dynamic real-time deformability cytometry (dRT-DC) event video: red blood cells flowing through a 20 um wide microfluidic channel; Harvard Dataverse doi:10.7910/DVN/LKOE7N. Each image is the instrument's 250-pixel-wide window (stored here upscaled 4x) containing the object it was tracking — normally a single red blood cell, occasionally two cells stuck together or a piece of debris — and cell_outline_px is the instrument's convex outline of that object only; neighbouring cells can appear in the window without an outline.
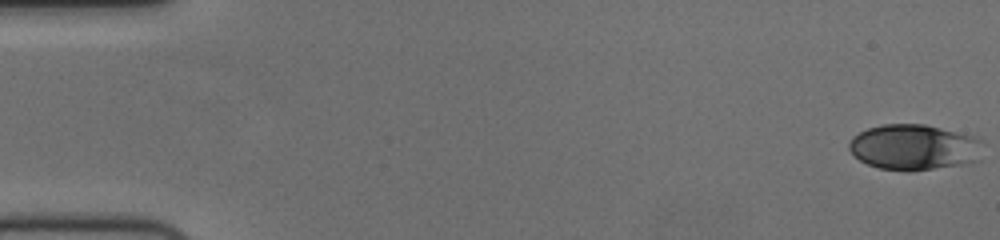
{"species": "human", "species_latin": "Homo sapiens", "temperature_condition": "cold", "stored_images_in_passage": 56, "camera_frame_rate_fps": 3000, "um_per_image_px": 0.085, "donor": {"sex": "female"}, "frame": {"image": 1, "passage_image": 1, "time_ms": 0.0, "image_size_px": [1000, 240], "cell_outline_px": [[984, 140], [980, 160], [960, 164], [912, 172], [908, 172], [880, 168], [868, 164], [860, 160], [848, 148], [848, 144], [852, 136], [868, 128], [884, 124], [924, 124], [976, 136]], "centroid_in_image_um": [77.73, 12.51], "position_along_channel_um": 7.3, "area_um2": 35.95}}
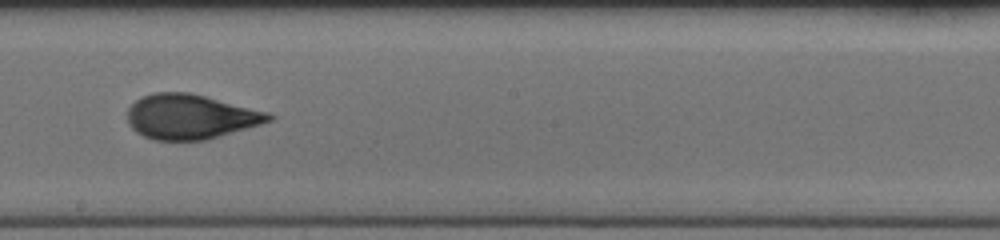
{"frame": {"image": 2, "passage_image": 32, "time_ms": 10.333, "image_size_px": [1000, 240], "cell_outline_px": [[276, 116], [272, 120], [260, 124], [208, 140], [152, 140], [136, 132], [128, 124], [128, 108], [140, 96], [156, 92], [188, 92], [268, 112]], "centroid_in_image_um": [16.17, 9.92], "position_along_channel_um": 232.0, "area_um2": 36.82}}
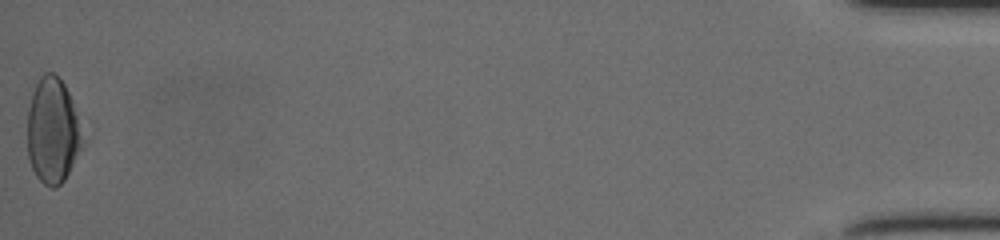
{"frame": {"image": 3, "passage_image": 56, "time_ms": 18.333, "image_size_px": [1000, 240], "cell_outline_px": [[84, 144], [64, 180], [56, 188], [52, 188], [44, 184], [36, 176], [32, 168], [28, 156], [28, 108], [32, 92], [40, 76], [44, 72], [52, 72], [64, 84], [72, 100]], "centroid_in_image_um": [4.46, 11.13], "position_along_channel_um": 430.7, "area_um2": 33.58}, "authors_computed_cell_mechanics": {"area_um2": 35.3736, "velocity_mm_per_s": 3.7394, "shape_relaxation_time_tau1_ms": 5.143, "shape_relaxation_time_tau2_ms": 0.9976, "deformation_change_tau1": 0.151, "deformation_change_tau2": 0.0581}}